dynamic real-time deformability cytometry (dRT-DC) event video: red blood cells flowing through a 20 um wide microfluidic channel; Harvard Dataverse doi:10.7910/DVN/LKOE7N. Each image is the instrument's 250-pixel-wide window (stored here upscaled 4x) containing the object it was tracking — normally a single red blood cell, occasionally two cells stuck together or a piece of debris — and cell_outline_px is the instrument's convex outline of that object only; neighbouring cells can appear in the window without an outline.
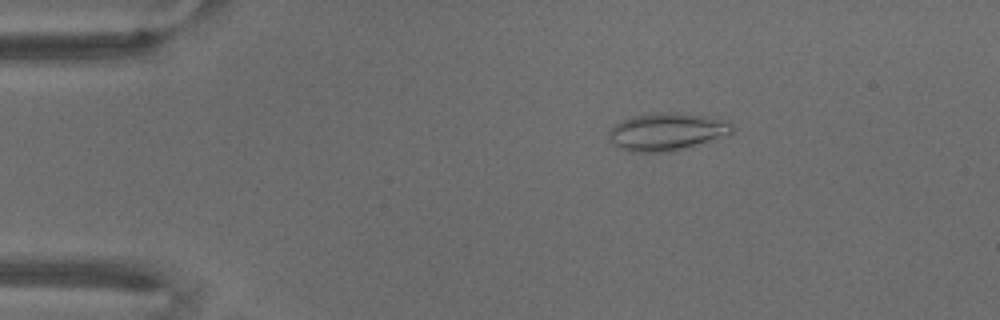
{"species": "common noctule bat (a hibernating species)", "species_latin": "Nyctalus noctula", "temperature_condition": "warm", "stored_images_in_passage": 71, "camera_frame_rate_fps": 3000, "um_per_image_px": 0.085, "animal": {"sex": "male", "body_mass_g": 18.8}, "frame": {"image": 1, "passage_image": 13, "time_ms": 4.0, "image_size_px": [1000, 320], "cell_outline_px": [[736, 128], [728, 136], [688, 148], [668, 152], [628, 152], [620, 148], [608, 140], [608, 132], [616, 124], [624, 120], [636, 116], [656, 112], [676, 112], [704, 116], [732, 124]], "centroid_in_image_um": [56.69, 11.22], "position_along_channel_um": 28.3, "area_um2": 27.11}}
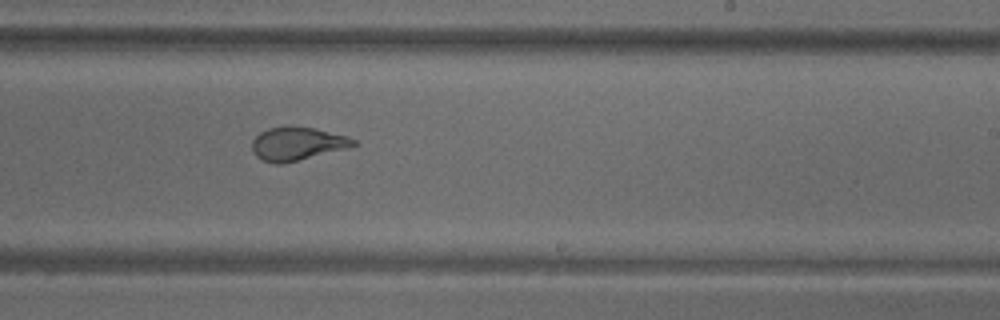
{"frame": {"image": 2, "passage_image": 44, "time_ms": 14.333, "image_size_px": [1000, 320], "cell_outline_px": [[356, 144], [348, 148], [280, 164], [276, 164], [264, 160], [256, 156], [252, 152], [252, 140], [260, 132], [268, 128], [288, 124], [292, 124], [316, 128], [348, 136], [356, 140]], "centroid_in_image_um": [25.25, 12.17], "position_along_channel_um": 263.8, "area_um2": 19.94}}
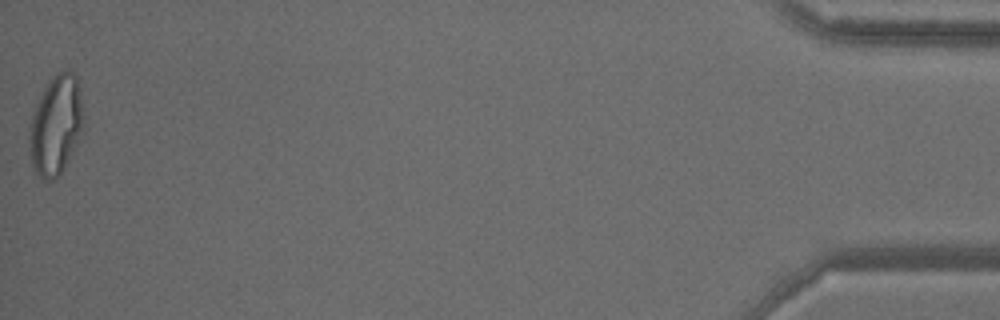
{"frame": {"image": 3, "passage_image": 71, "time_ms": 23.333, "image_size_px": [1000, 320], "cell_outline_px": [[84, 128], [60, 176], [52, 180], [44, 180], [36, 176], [32, 164], [28, 148], [28, 140], [32, 112], [44, 84], [56, 72], [68, 68], [76, 76], [80, 92], [84, 116]], "centroid_in_image_um": [4.73, 10.62], "position_along_channel_um": 430.5, "area_um2": 32.19}}